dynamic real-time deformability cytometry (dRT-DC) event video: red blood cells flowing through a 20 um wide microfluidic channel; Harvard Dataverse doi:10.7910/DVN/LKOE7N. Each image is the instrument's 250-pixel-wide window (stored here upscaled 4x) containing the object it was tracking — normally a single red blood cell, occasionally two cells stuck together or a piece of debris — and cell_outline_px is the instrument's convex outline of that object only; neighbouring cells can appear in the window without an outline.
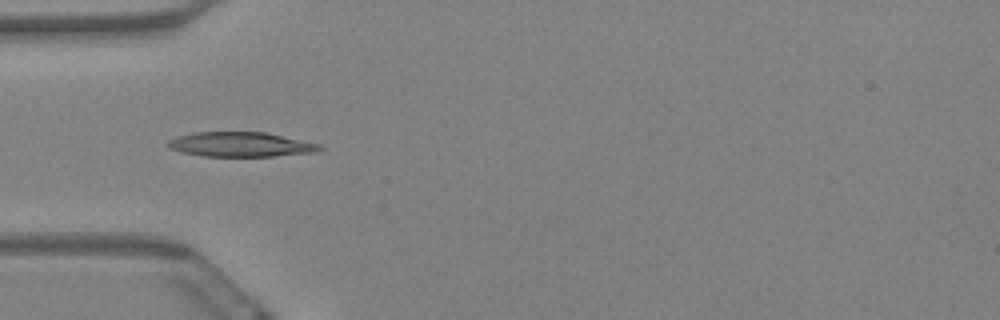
{"species": "Egyptian fruit bat (a non-hibernating species)", "species_latin": "Rousettus aegyptiacus", "temperature_condition": "warm", "stored_images_in_passage": 10, "camera_frame_rate_fps": 3000, "um_per_image_px": 0.085, "animal": {"sex": "female"}, "frame": {"image": 1, "passage_image": 6, "time_ms": 1.667, "image_size_px": [1000, 320], "cell_outline_px": [[324, 148], [320, 152], [272, 156], [204, 156], [180, 152], [168, 148], [164, 144], [168, 140], [176, 136], [192, 132], [264, 132], [320, 144]], "centroid_in_image_um": [20.41, 12.28], "position_along_channel_um": 64.6, "area_um2": 22.02}}
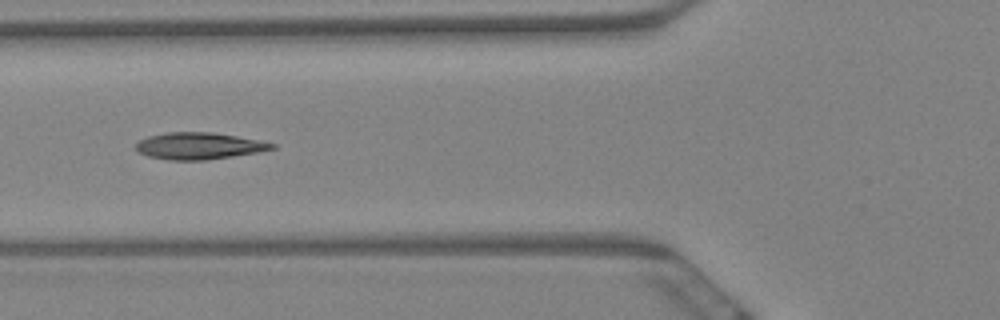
{"frame": {"image": 2, "passage_image": 7, "time_ms": 2.0, "image_size_px": [1000, 320], "cell_outline_px": [[276, 148], [256, 152], [232, 156], [204, 160], [168, 160], [148, 156], [140, 152], [136, 148], [136, 144], [140, 140], [148, 136], [168, 132], [212, 132], [236, 136], [276, 144]], "centroid_in_image_um": [16.88, 12.4], "position_along_channel_um": 108.9, "area_um2": 20.92}}
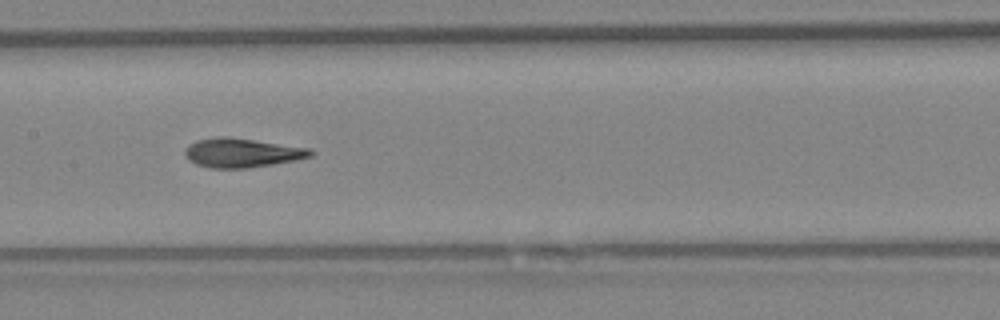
{"frame": {"image": 3, "passage_image": 9, "time_ms": 2.667, "image_size_px": [1000, 320], "cell_outline_px": [[316, 152], [312, 156], [272, 164], [248, 168], [208, 168], [196, 164], [188, 160], [184, 152], [188, 144], [196, 140], [220, 136], [228, 136], [312, 148]], "centroid_in_image_um": [20.56, 12.98], "position_along_channel_um": 186.8, "area_um2": 21.5}}